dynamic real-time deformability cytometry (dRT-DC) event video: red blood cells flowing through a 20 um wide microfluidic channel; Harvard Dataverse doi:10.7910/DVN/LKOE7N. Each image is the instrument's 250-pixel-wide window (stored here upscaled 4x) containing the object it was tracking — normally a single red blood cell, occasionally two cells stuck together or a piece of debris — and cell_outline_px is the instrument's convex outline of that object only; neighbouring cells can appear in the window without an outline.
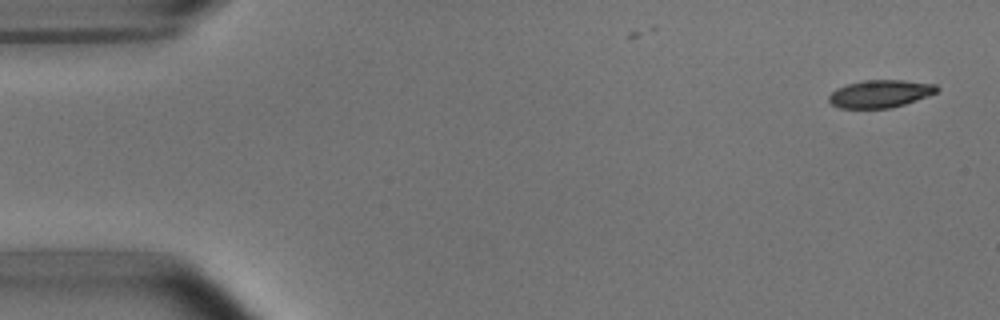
{"species": "common noctule bat (a hibernating species)", "species_latin": "Nyctalus noctula", "temperature_condition": "room temperature", "stored_images_in_passage": 5, "camera_frame_rate_fps": 3000, "um_per_image_px": 0.085, "animal": {"sex": "male", "body_mass_g": 15.6}, "frame": {"image": 1, "passage_image": 5, "time_ms": 4.667, "image_size_px": [1000, 320], "cell_outline_px": [[940, 88], [936, 92], [928, 96], [892, 108], [840, 108], [832, 104], [828, 100], [828, 96], [836, 88], [848, 84], [864, 80], [904, 80], [936, 84]], "centroid_in_image_um": [74.82, 7.96], "position_along_channel_um": 10.2, "area_um2": 17.4}}